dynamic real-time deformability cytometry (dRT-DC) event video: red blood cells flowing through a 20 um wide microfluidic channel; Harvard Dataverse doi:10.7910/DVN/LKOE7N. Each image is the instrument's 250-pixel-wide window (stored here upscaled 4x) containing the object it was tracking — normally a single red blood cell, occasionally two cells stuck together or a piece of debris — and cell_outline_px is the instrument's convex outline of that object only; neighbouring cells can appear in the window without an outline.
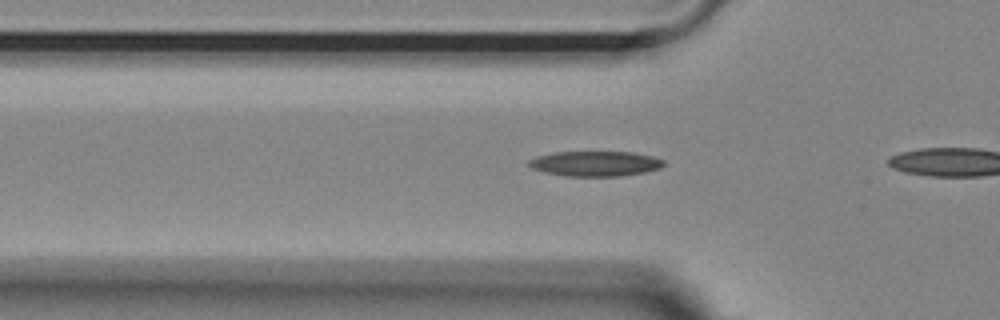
{"species": "Egyptian fruit bat (a non-hibernating species)", "species_latin": "Rousettus aegyptiacus", "temperature_condition": "room temperature", "stored_images_in_passage": 6, "camera_frame_rate_fps": 3000, "um_per_image_px": 0.085, "animal": {"sex": "female"}, "frame": {"image": 1, "passage_image": 5, "time_ms": 1.333, "image_size_px": [1000, 320], "cell_outline_px": [[664, 164], [660, 168], [644, 172], [620, 176], [564, 176], [544, 172], [532, 168], [528, 164], [528, 160], [536, 156], [552, 152], [632, 152], [652, 156], [664, 160]], "centroid_in_image_um": [50.57, 13.9], "position_along_channel_um": 75.2, "area_um2": 19.77}}